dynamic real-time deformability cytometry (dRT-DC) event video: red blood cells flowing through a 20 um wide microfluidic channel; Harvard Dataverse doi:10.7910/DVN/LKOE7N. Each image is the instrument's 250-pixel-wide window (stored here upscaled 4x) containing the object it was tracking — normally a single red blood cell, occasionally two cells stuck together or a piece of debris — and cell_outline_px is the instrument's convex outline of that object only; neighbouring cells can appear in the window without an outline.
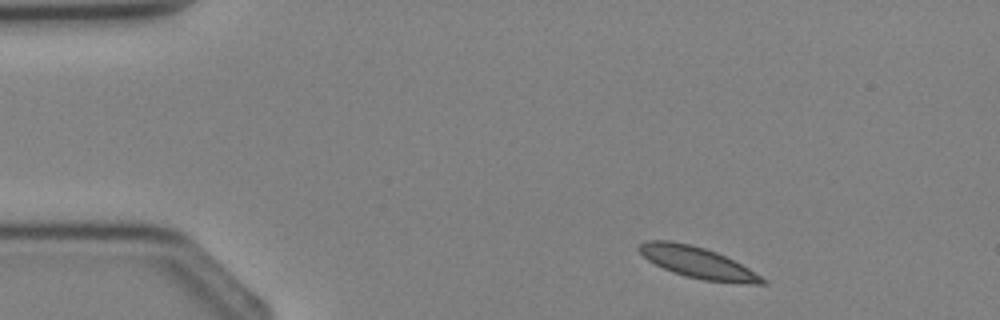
{"species": "Egyptian fruit bat (a non-hibernating species)", "species_latin": "Rousettus aegyptiacus", "temperature_condition": "cold", "stored_images_in_passage": 4, "segment_of_instrument_passage": [2, 2], "camera_frame_rate_fps": 3000, "um_per_image_px": 0.085, "animal": {"sex": "female"}, "frame": {"image": 1, "passage_image": 4, "time_ms": 3.667, "image_size_px": [1000, 320], "cell_outline_px": [[768, 284], [744, 284], [704, 280], [684, 276], [672, 272], [648, 260], [636, 248], [640, 244], [648, 240], [668, 240], [688, 244], [704, 248], [716, 252], [748, 268], [768, 280]], "centroid_in_image_um": [59.31, 22.33], "position_along_channel_um": 25.7, "area_um2": 22.25}}